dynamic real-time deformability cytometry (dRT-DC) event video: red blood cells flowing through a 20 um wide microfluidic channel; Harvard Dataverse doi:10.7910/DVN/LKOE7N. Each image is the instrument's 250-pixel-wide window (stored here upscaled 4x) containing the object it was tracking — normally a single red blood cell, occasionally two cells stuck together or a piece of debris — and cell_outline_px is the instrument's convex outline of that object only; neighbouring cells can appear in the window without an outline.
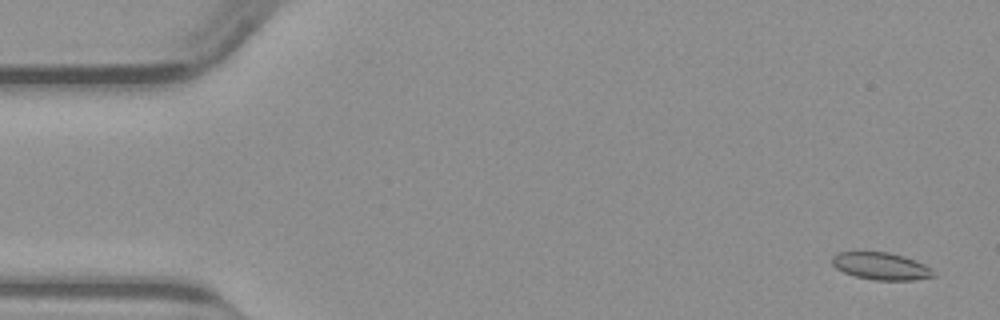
{"species": "common noctule bat (a hibernating species)", "species_latin": "Nyctalus noctula", "temperature_condition": "warm", "stored_images_in_passage": 51, "camera_frame_rate_fps": 3000, "um_per_image_px": 0.085, "animal": {"sex": "male", "body_mass_g": 23.1, "forearm_length_mm": 52.7}, "frame": {"image": 1, "passage_image": 3, "time_ms": 0.667, "image_size_px": [1000, 320], "cell_outline_px": [[936, 276], [916, 280], [876, 280], [856, 276], [844, 272], [836, 268], [832, 264], [832, 256], [836, 252], [888, 252], [904, 256], [916, 260], [932, 268]], "centroid_in_image_um": [74.91, 22.62], "position_along_channel_um": 10.1, "area_um2": 16.18}}
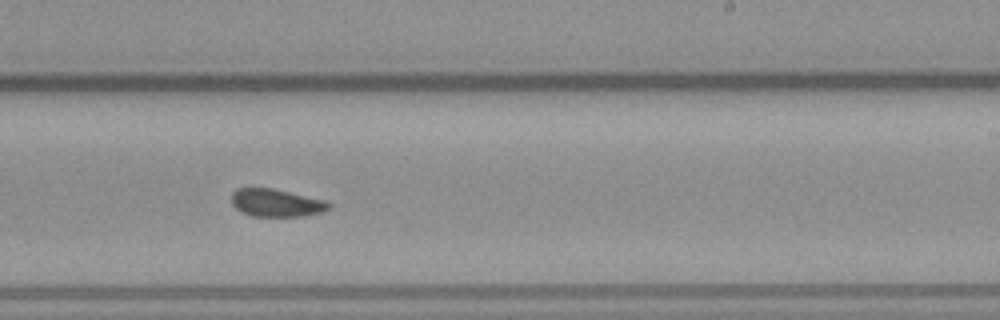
{"frame": {"image": 2, "passage_image": 31, "time_ms": 10.0, "image_size_px": [1000, 320], "cell_outline_px": [[328, 208], [320, 212], [304, 216], [252, 216], [240, 212], [232, 204], [232, 192], [236, 188], [272, 188], [324, 200], [328, 204]], "centroid_in_image_um": [23.4, 17.24], "position_along_channel_um": 265.6, "area_um2": 15.49}}
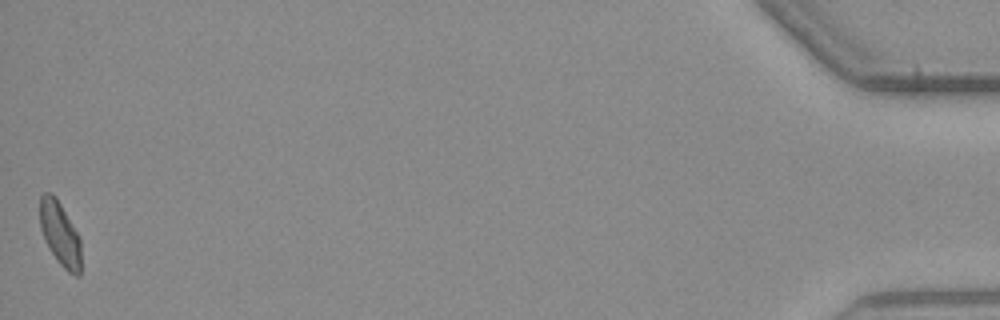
{"frame": {"image": 3, "passage_image": 51, "time_ms": 16.667, "image_size_px": [1000, 320], "cell_outline_px": [[80, 276], [76, 276], [68, 272], [56, 260], [44, 240], [40, 228], [40, 196], [44, 192], [52, 192], [56, 196], [76, 232], [80, 240]], "centroid_in_image_um": [5.07, 19.86], "position_along_channel_um": 430.1, "area_um2": 15.26}}